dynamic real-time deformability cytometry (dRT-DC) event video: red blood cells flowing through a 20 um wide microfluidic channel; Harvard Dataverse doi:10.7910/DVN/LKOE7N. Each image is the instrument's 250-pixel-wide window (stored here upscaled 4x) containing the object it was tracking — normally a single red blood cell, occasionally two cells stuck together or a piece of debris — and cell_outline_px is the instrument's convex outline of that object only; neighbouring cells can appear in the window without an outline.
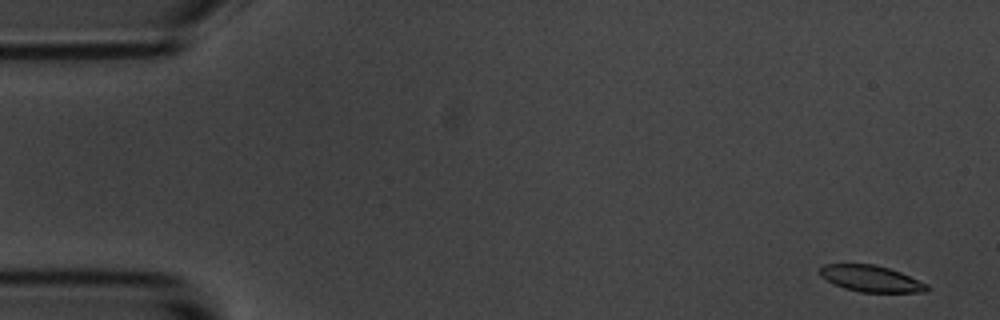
{"species": "common noctule bat (a hibernating species)", "species_latin": "Nyctalus noctula", "temperature_condition": "room temperature", "stored_images_in_passage": 6, "camera_frame_rate_fps": 3000, "um_per_image_px": 0.085, "animal": {"sex": "male", "body_mass_g": 20.1, "forearm_length_mm": 53.5}, "frame": {"image": 1, "passage_image": 1, "time_ms": 0.0, "image_size_px": [1000, 320], "cell_outline_px": [[928, 288], [924, 292], [860, 292], [844, 288], [832, 284], [820, 276], [820, 268], [824, 264], [876, 264], [900, 272], [928, 284]], "centroid_in_image_um": [74.0, 23.68], "position_along_channel_um": 11.0, "area_um2": 16.42}}
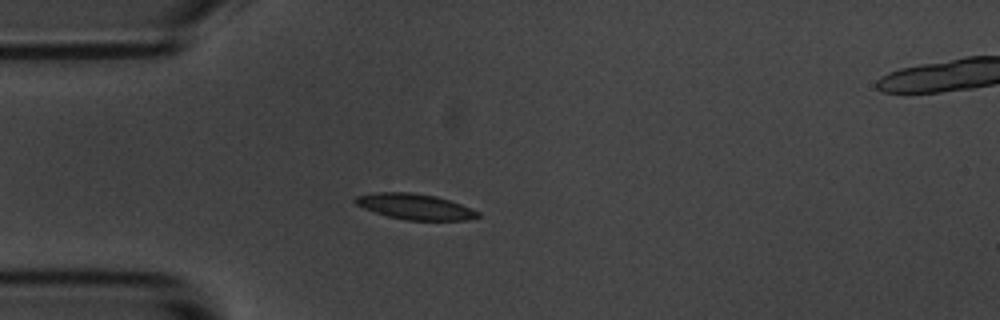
{"frame": {"image": 2, "passage_image": 5, "time_ms": 4.333, "image_size_px": [1000, 320], "cell_outline_px": [[480, 216], [468, 220], [404, 220], [388, 216], [364, 208], [356, 204], [352, 200], [356, 196], [376, 192], [412, 192], [436, 196], [460, 204], [480, 212]], "centroid_in_image_um": [35.26, 17.56], "position_along_channel_um": 49.7, "area_um2": 18.26}}